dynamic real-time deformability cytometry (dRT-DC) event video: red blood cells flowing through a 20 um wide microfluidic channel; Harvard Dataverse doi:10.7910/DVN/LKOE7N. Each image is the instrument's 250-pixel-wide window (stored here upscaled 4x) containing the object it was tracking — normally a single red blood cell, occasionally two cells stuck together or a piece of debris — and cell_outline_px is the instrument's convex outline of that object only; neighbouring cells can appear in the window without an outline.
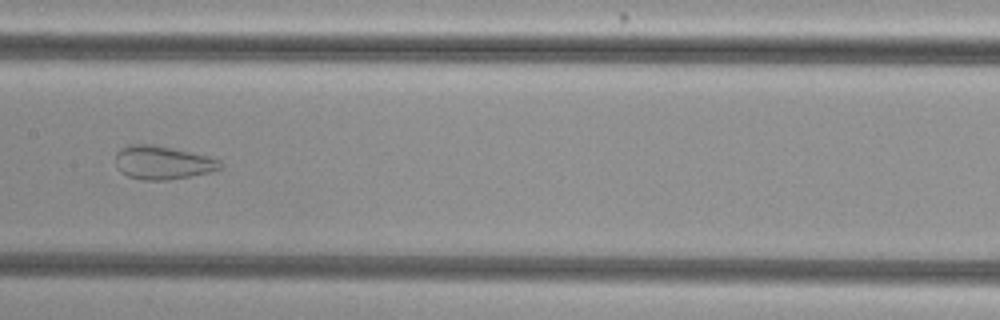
{"species": "common noctule bat (a hibernating species)", "species_latin": "Nyctalus noctula", "temperature_condition": "cold", "stored_images_in_passage": 37, "camera_frame_rate_fps": 3000, "um_per_image_px": 0.085, "animal": {"sex": "female", "body_mass_g": 29.2, "forearm_length_mm": 56.3}, "frame": {"image": 1, "passage_image": 11, "time_ms": 3.333, "image_size_px": [1000, 320], "cell_outline_px": [[224, 168], [212, 172], [168, 180], [140, 180], [128, 176], [120, 172], [116, 168], [116, 152], [120, 148], [132, 144], [152, 144], [172, 148], [208, 156], [220, 160], [224, 164]], "centroid_in_image_um": [13.84, 13.83], "position_along_channel_um": 193.6, "area_um2": 20.69}}
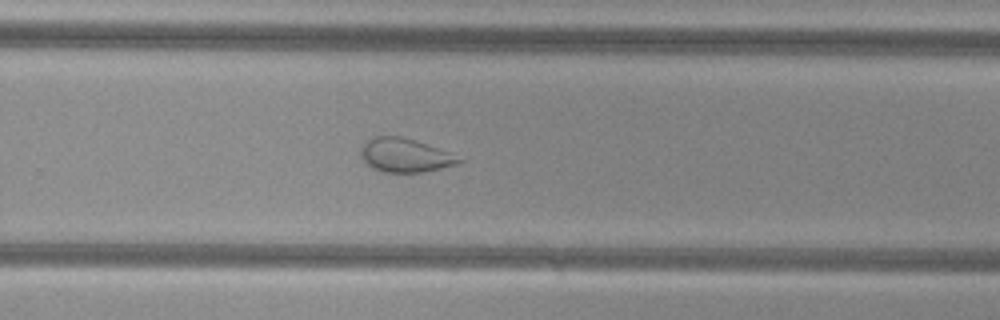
{"frame": {"image": 2, "passage_image": 19, "time_ms": 6.0, "image_size_px": [1000, 320], "cell_outline_px": [[464, 160], [456, 164], [424, 172], [384, 172], [372, 168], [364, 164], [360, 156], [360, 148], [372, 136], [404, 136], [452, 152]], "centroid_in_image_um": [34.41, 13.19], "position_along_channel_um": 295.4, "area_um2": 19.65}}
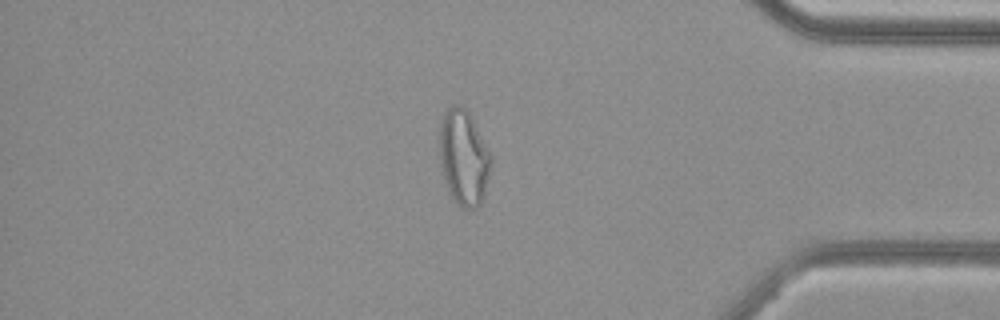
{"frame": {"image": 3, "passage_image": 29, "time_ms": 9.333, "image_size_px": [1000, 320], "cell_outline_px": [[492, 164], [484, 192], [480, 204], [476, 208], [460, 208], [456, 204], [448, 192], [444, 184], [440, 164], [440, 116], [448, 108], [456, 104], [460, 104], [468, 108], [492, 156]], "centroid_in_image_um": [39.4, 13.36], "position_along_channel_um": 395.8, "area_um2": 29.25}, "authors_computed_cell_mechanics": {"area_um2": 24.2182, "velocity_mm_per_s": 3.8297, "shape_relaxation_time_tau1_ms": null, "shape_relaxation_time_tau2_ms": 1.431, "deformation_change_tau1": null, "deformation_change_tau2": 0.0806}}